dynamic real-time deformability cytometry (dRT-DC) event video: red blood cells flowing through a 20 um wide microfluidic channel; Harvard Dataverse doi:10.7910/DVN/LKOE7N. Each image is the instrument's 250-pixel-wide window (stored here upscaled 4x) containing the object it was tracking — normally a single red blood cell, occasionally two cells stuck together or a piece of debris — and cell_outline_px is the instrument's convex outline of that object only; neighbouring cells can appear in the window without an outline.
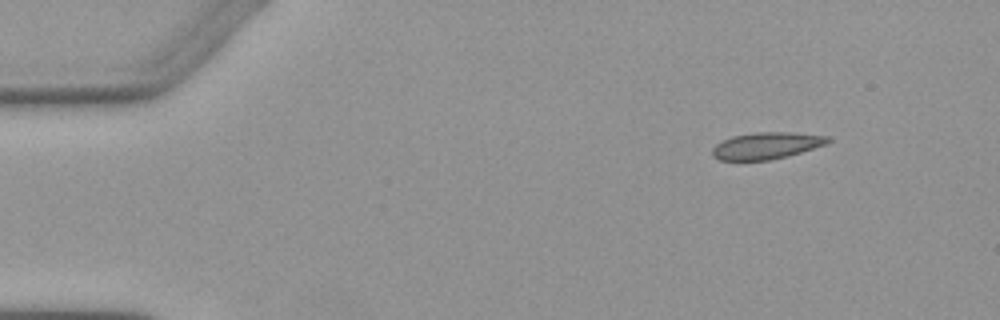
{"species": "Egyptian fruit bat (a non-hibernating species)", "species_latin": "Rousettus aegyptiacus", "temperature_condition": "warm", "stored_images_in_passage": 4, "camera_frame_rate_fps": 3000, "um_per_image_px": 0.085, "animal": {"sex": "female"}, "frame": {"image": 1, "passage_image": 1, "time_ms": 0.0, "image_size_px": [1000, 320], "cell_outline_px": [[832, 140], [828, 144], [788, 156], [768, 160], [720, 160], [712, 156], [712, 148], [716, 144], [732, 136], [756, 132], [792, 132], [828, 136]], "centroid_in_image_um": [65.18, 12.38], "position_along_channel_um": 19.8, "area_um2": 18.09}}
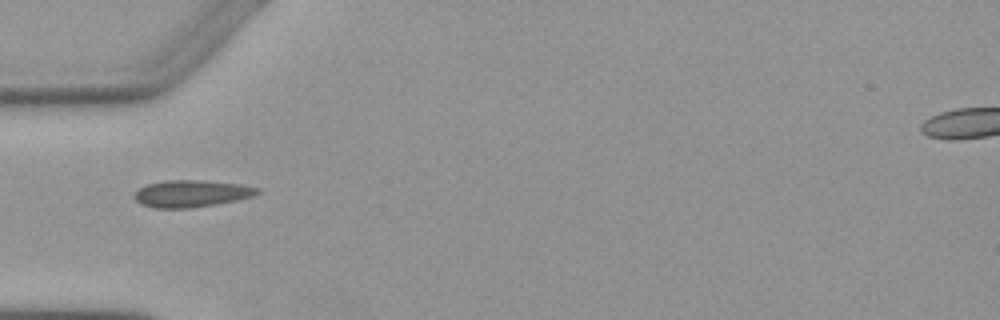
{"frame": {"image": 2, "passage_image": 4, "time_ms": 3.667, "image_size_px": [1000, 320], "cell_outline_px": [[260, 192], [252, 196], [236, 200], [216, 204], [192, 208], [152, 208], [140, 204], [132, 196], [140, 188], [148, 184], [164, 180], [204, 180], [240, 184], [260, 188]], "centroid_in_image_um": [16.25, 16.45], "position_along_channel_um": 68.7, "area_um2": 19.42}}